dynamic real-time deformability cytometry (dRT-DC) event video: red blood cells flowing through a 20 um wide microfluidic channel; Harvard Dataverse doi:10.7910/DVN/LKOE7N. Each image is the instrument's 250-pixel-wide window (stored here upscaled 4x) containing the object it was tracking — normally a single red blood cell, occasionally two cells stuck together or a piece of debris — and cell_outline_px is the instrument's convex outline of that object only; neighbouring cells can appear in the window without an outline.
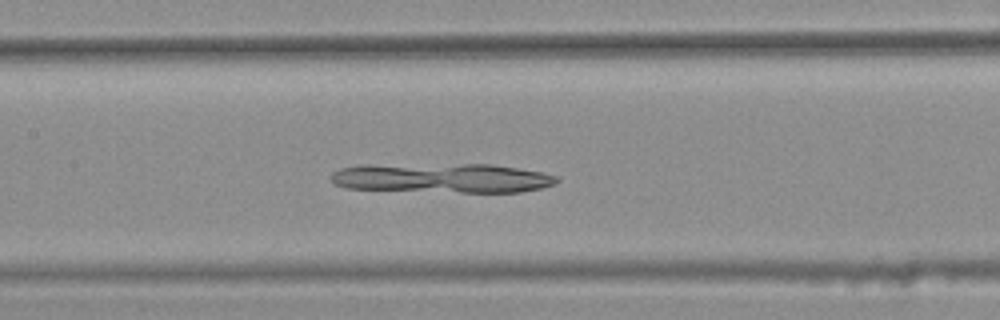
{"species": "common noctule bat (a hibernating species)", "species_latin": "Nyctalus noctula", "temperature_condition": "warm", "stored_images_in_passage": 45, "camera_frame_rate_fps": 3000, "um_per_image_px": 0.085, "animal": {"sex": "female", "body_mass_g": 25.1}, "frame": {"image": 1, "passage_image": 25, "time_ms": 8.0, "image_size_px": [1000, 320], "cell_outline_px": [[560, 180], [556, 184], [540, 188], [520, 192], [460, 192], [344, 188], [332, 184], [332, 172], [340, 168], [364, 164], [492, 164], [544, 172], [556, 176]], "centroid_in_image_um": [37.58, 15.12], "position_along_channel_um": 169.8, "area_um2": 39.19}}
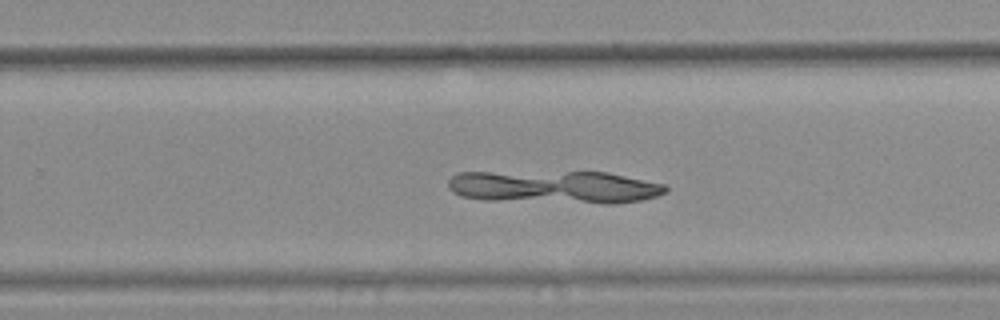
{"frame": {"image": 2, "passage_image": 34, "time_ms": 11.0, "image_size_px": [1000, 320], "cell_outline_px": [[668, 192], [656, 196], [640, 200], [616, 204], [604, 204], [484, 200], [460, 196], [452, 192], [448, 188], [448, 180], [456, 172], [608, 172], [664, 184], [668, 188]], "centroid_in_image_um": [47.11, 15.91], "position_along_channel_um": 282.7, "area_um2": 42.14}}
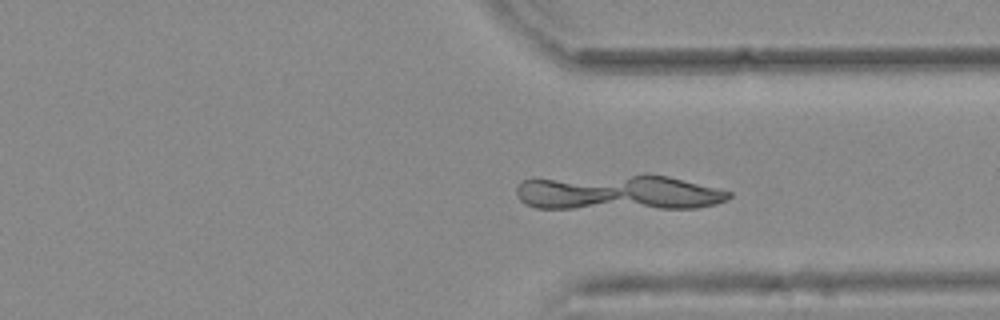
{"frame": {"image": 3, "passage_image": 40, "time_ms": 13.0, "image_size_px": [1000, 320], "cell_outline_px": [[732, 196], [716, 204], [696, 208], [536, 208], [524, 204], [520, 200], [516, 192], [516, 188], [524, 180], [644, 172], [648, 172], [668, 176], [732, 192]], "centroid_in_image_um": [52.58, 16.34], "position_along_channel_um": 358.8, "area_um2": 44.27}}